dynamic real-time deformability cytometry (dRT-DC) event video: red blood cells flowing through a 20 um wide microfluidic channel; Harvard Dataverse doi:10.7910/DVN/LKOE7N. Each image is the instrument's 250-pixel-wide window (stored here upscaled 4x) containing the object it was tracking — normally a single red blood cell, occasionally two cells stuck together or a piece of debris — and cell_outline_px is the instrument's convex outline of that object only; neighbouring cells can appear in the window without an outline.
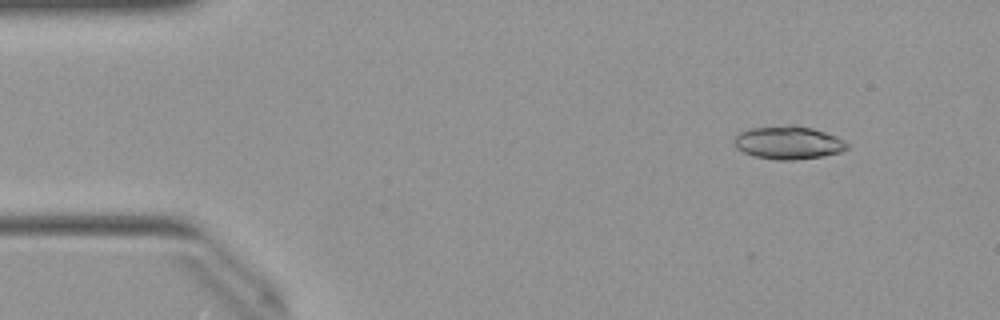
{"species": "Egyptian fruit bat (a non-hibernating species)", "species_latin": "Rousettus aegyptiacus", "temperature_condition": "warm", "stored_images_in_passage": 12, "camera_frame_rate_fps": 3000, "um_per_image_px": 0.085, "animal": {"sex": "female"}, "frame": {"image": 1, "passage_image": 4, "time_ms": 1.0, "image_size_px": [1000, 320], "cell_outline_px": [[848, 148], [840, 152], [820, 156], [792, 160], [776, 160], [756, 156], [744, 152], [736, 148], [732, 144], [732, 140], [740, 132], [752, 128], [792, 124], [812, 128], [836, 136], [844, 140], [848, 144]], "centroid_in_image_um": [66.98, 12.11], "position_along_channel_um": 18.0, "area_um2": 21.73}}